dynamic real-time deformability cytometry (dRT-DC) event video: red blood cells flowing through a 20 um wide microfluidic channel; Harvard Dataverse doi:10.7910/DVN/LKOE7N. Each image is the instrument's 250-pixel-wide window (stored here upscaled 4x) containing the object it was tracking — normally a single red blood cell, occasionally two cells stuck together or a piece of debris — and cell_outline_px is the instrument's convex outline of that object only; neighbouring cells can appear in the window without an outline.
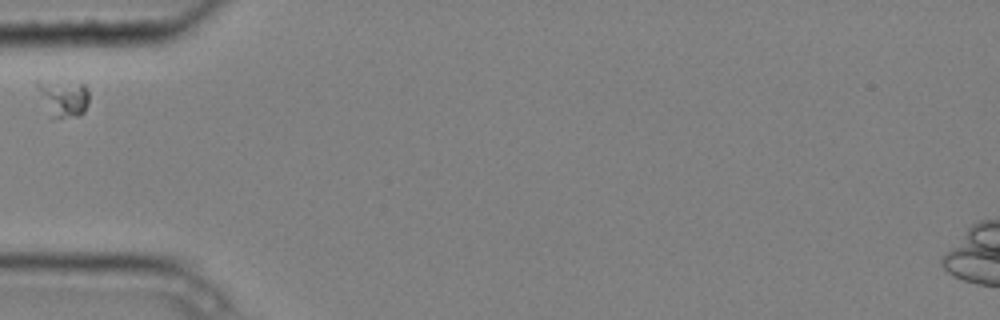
{"species": "common noctule bat (a hibernating species)", "species_latin": "Nyctalus noctula", "temperature_condition": "cold", "stored_images_in_passage": 1, "camera_frame_rate_fps": 3000, "um_per_image_px": 0.085, "animal": {"sex": "male", "body_mass_g": 20.4}, "frame": {"image": 1, "passage_image": 1, "time_ms": 0.0, "image_size_px": [1000, 320], "cell_outline_px": [[88, 104], [84, 112], [80, 116], [52, 120], [36, 84], [36, 80], [84, 84], [88, 92]], "centroid_in_image_um": [5.41, 8.38], "position_along_channel_um": 79.6, "area_um2": 11.1}}